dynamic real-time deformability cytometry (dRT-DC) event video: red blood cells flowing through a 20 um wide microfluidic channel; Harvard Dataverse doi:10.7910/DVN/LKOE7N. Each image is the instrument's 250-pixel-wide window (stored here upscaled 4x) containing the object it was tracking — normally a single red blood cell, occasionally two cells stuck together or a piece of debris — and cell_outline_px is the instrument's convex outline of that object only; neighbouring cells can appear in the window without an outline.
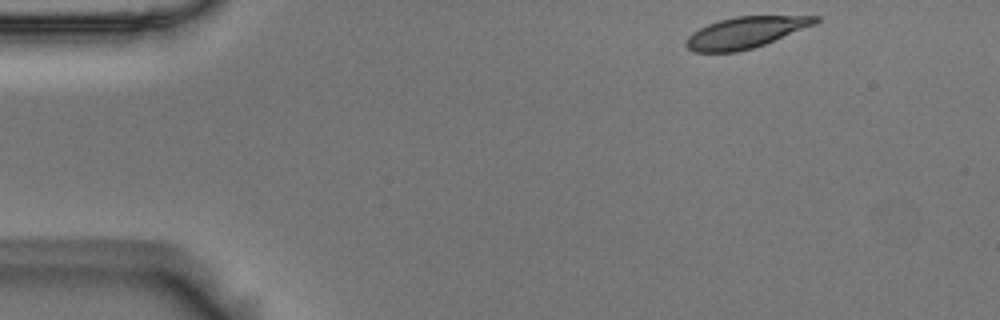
{"species": "Egyptian fruit bat (a non-hibernating species)", "species_latin": "Rousettus aegyptiacus", "temperature_condition": "room temperature", "stored_images_in_passage": 49, "camera_frame_rate_fps": 3000, "um_per_image_px": 0.085, "animal": {"sex": "male"}, "frame": {"image": 1, "passage_image": 1, "time_ms": 0.0, "image_size_px": [1000, 320], "cell_outline_px": [[820, 20], [816, 24], [764, 44], [752, 48], [736, 52], [696, 52], [688, 48], [684, 44], [684, 40], [692, 32], [708, 24], [720, 20], [736, 16], [820, 16]], "centroid_in_image_um": [63.35, 2.76], "position_along_channel_um": 21.6, "area_um2": 23.41}}
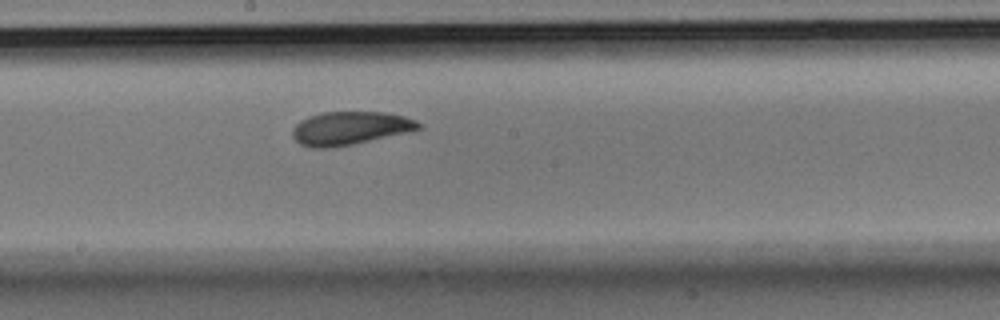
{"frame": {"image": 2, "passage_image": 24, "time_ms": 7.667, "image_size_px": [1000, 320], "cell_outline_px": [[420, 128], [408, 132], [352, 144], [328, 148], [312, 148], [300, 144], [292, 136], [292, 128], [300, 120], [308, 116], [320, 112], [388, 112], [404, 116], [416, 120], [420, 124]], "centroid_in_image_um": [29.71, 10.88], "position_along_channel_um": 218.5, "area_um2": 24.45}}
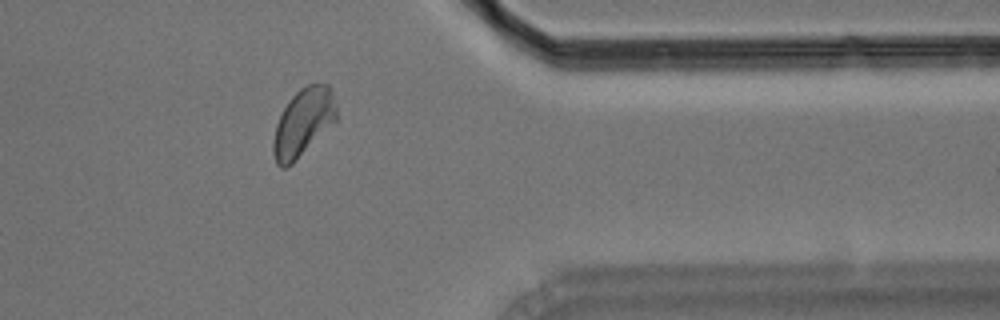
{"frame": {"image": 3, "passage_image": 39, "time_ms": 12.667, "image_size_px": [1000, 320], "cell_outline_px": [[336, 120], [292, 164], [284, 168], [280, 168], [276, 164], [272, 152], [272, 140], [276, 124], [288, 100], [300, 88], [308, 84], [328, 84], [336, 104]], "centroid_in_image_um": [25.73, 10.42], "position_along_channel_um": 385.7, "area_um2": 24.74}, "authors_computed_cell_mechanics": {"area_um2": 24.565, "velocity_mm_per_s": 3.6272, "shape_relaxation_time_tau1_ms": 3.1613, "shape_relaxation_time_tau2_ms": 2.0943, "deformation_change_tau1": 0.1139, "deformation_change_tau2": 0.0593}}